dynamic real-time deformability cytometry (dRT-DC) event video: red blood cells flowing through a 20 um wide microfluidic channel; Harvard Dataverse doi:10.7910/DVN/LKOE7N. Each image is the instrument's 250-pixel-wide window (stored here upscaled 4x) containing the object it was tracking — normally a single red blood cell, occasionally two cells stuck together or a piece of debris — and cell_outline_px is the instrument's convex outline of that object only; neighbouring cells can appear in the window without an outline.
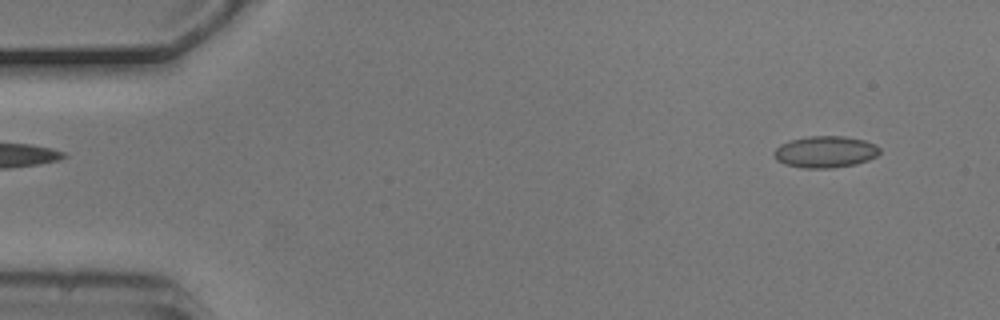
{"species": "common noctule bat (a hibernating species)", "species_latin": "Nyctalus noctula", "temperature_condition": "cold", "stored_images_in_passage": 3, "camera_frame_rate_fps": 3000, "um_per_image_px": 0.085, "animal": {"sex": "male", "body_mass_g": 20.5, "forearm_length_mm": 52.5}, "frame": {"image": 1, "passage_image": 1, "time_ms": 0.0, "image_size_px": [1000, 320], "cell_outline_px": [[880, 152], [876, 156], [868, 160], [856, 164], [832, 168], [800, 168], [784, 164], [776, 160], [772, 156], [772, 152], [780, 144], [788, 140], [808, 136], [844, 136], [864, 140], [876, 144], [880, 148]], "centroid_in_image_um": [70.11, 12.91], "position_along_channel_um": 14.9, "area_um2": 19.83}}